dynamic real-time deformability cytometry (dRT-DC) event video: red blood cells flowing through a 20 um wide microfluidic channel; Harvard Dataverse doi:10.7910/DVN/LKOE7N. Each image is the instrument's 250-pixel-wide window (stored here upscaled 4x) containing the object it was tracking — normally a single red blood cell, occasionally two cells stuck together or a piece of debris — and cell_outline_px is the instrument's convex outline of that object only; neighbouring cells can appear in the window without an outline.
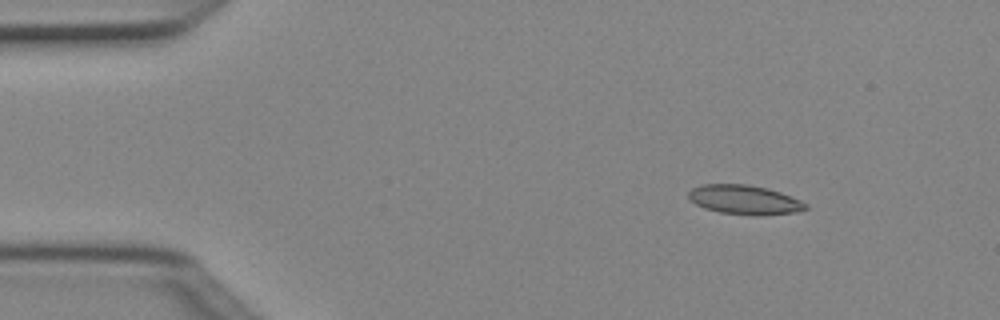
{"species": "Egyptian fruit bat (a non-hibernating species)", "species_latin": "Rousettus aegyptiacus", "temperature_condition": "cold", "stored_images_in_passage": 4, "camera_frame_rate_fps": 3000, "um_per_image_px": 0.085, "animal": {"sex": "female"}, "frame": {"image": 1, "passage_image": 2, "time_ms": 0.333, "image_size_px": [1000, 320], "cell_outline_px": [[808, 208], [796, 212], [756, 216], [752, 216], [720, 212], [704, 208], [696, 204], [688, 196], [688, 192], [692, 188], [700, 184], [748, 184], [768, 188], [780, 192], [800, 200], [808, 204]], "centroid_in_image_um": [63.29, 16.98], "position_along_channel_um": 21.7, "area_um2": 20.11}}